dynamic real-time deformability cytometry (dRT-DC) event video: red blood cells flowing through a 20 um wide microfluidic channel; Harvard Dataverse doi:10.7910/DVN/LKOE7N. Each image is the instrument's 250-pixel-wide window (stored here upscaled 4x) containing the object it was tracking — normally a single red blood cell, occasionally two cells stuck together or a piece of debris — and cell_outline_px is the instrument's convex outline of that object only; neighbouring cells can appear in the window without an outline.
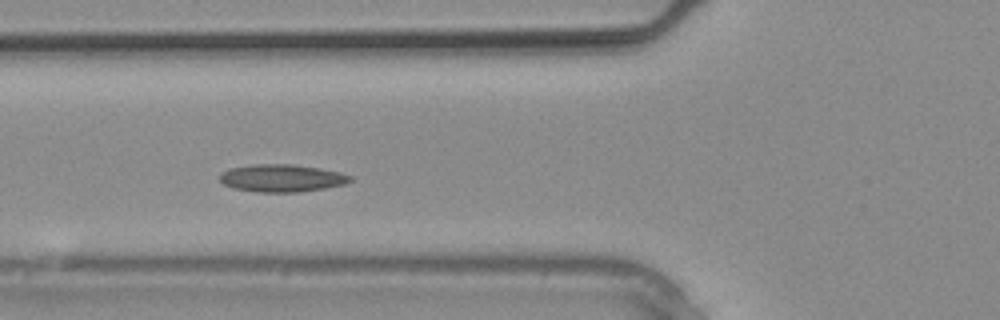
{"species": "common noctule bat (a hibernating species)", "species_latin": "Nyctalus noctula", "temperature_condition": "warm", "stored_images_in_passage": 25, "camera_frame_rate_fps": 3000, "um_per_image_px": 0.085, "animal": {"sex": "male", "body_mass_g": 20.4}, "frame": {"image": 1, "passage_image": 8, "time_ms": 2.333, "image_size_px": [1000, 320], "cell_outline_px": [[352, 180], [344, 184], [324, 188], [300, 192], [256, 192], [236, 188], [224, 184], [220, 180], [220, 172], [228, 168], [252, 164], [292, 164], [320, 168], [340, 172], [352, 176]], "centroid_in_image_um": [23.94, 15.13], "position_along_channel_um": 101.9, "area_um2": 20.98}}